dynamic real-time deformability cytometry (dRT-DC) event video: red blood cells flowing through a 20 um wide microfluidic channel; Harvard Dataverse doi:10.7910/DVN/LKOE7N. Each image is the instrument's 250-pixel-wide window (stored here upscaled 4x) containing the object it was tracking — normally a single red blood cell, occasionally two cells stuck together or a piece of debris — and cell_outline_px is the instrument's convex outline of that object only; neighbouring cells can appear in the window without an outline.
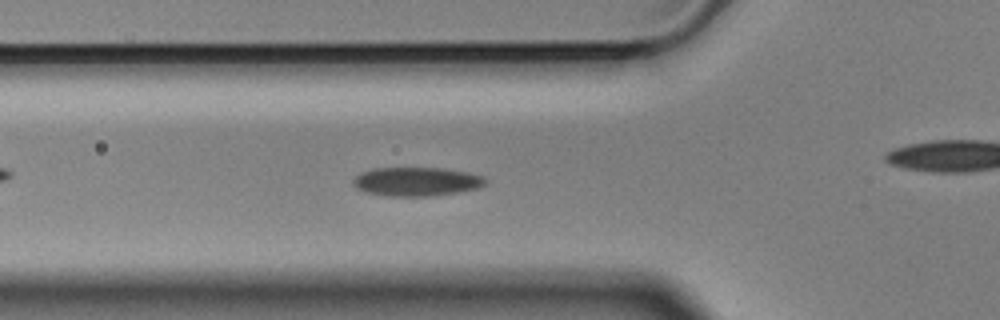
{"species": "Egyptian fruit bat (a non-hibernating species)", "species_latin": "Rousettus aegyptiacus", "temperature_condition": "cold", "stored_images_in_passage": 57, "camera_frame_rate_fps": 3000, "um_per_image_px": 0.085, "animal": {"sex": "male"}, "frame": {"image": 1, "passage_image": 19, "time_ms": 6.0, "image_size_px": [1000, 320], "cell_outline_px": [[488, 180], [480, 188], [432, 196], [388, 196], [364, 192], [356, 188], [352, 184], [352, 180], [360, 172], [372, 168], [444, 168], [468, 172], [484, 176]], "centroid_in_image_um": [35.39, 15.43], "position_along_channel_um": 90.4, "area_um2": 22.48}}
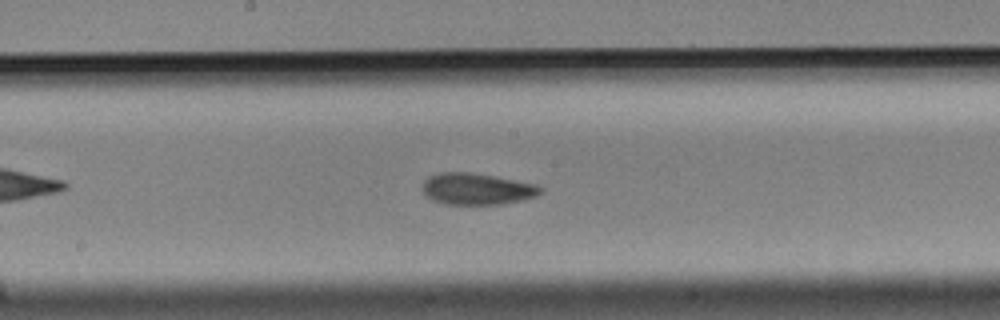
{"frame": {"image": 2, "passage_image": 29, "time_ms": 9.333, "image_size_px": [1000, 320], "cell_outline_px": [[544, 192], [536, 196], [524, 200], [500, 204], [444, 204], [432, 200], [424, 196], [424, 180], [428, 176], [440, 172], [468, 172], [492, 176], [536, 184], [544, 188]], "centroid_in_image_um": [40.55, 16.06], "position_along_channel_um": 207.7, "area_um2": 21.73}}
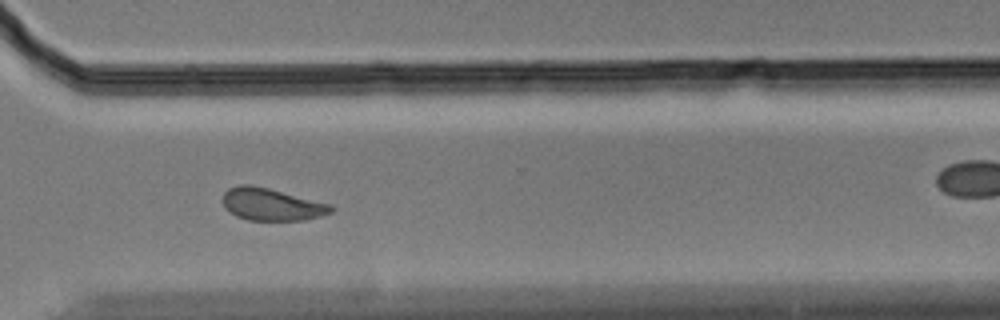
{"frame": {"image": 3, "passage_image": 41, "time_ms": 13.333, "image_size_px": [1000, 320], "cell_outline_px": [[336, 208], [332, 212], [320, 216], [304, 220], [248, 220], [236, 216], [224, 208], [224, 192], [228, 188], [240, 184], [248, 184], [268, 188], [332, 204]], "centroid_in_image_um": [23.1, 17.37], "position_along_channel_um": 347.5, "area_um2": 20.4}, "authors_computed_cell_mechanics": {"area_um2": 21.5016, "velocity_mm_per_s": 3.506, "shape_relaxation_time_tau1_ms": 4.8493, "shape_relaxation_time_tau2_ms": 3.6116, "deformation_change_tau1": 0.1149, "deformation_change_tau2": 0.0739}}